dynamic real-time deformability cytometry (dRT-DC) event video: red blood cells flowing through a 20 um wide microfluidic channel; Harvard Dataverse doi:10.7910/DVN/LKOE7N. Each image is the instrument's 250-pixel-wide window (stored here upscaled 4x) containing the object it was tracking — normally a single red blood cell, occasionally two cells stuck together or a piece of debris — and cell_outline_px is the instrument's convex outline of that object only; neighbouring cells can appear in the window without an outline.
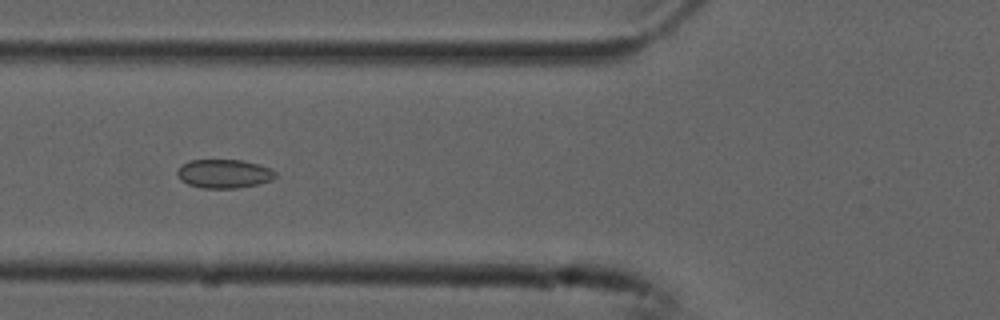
{"species": "common noctule bat (a hibernating species)", "species_latin": "Nyctalus noctula", "temperature_condition": "cold", "stored_images_in_passage": 8, "camera_frame_rate_fps": 3000, "um_per_image_px": 0.085, "animal": {"sex": "male", "forearm_length_mm": 52.5}, "frame": {"image": 1, "passage_image": 6, "time_ms": 1.667, "image_size_px": [1000, 320], "cell_outline_px": [[276, 176], [272, 180], [256, 184], [236, 188], [204, 188], [188, 184], [180, 180], [176, 172], [180, 164], [188, 160], [244, 160], [260, 164], [272, 168], [276, 172]], "centroid_in_image_um": [19.04, 14.75], "position_along_channel_um": 106.8, "area_um2": 16.65}}